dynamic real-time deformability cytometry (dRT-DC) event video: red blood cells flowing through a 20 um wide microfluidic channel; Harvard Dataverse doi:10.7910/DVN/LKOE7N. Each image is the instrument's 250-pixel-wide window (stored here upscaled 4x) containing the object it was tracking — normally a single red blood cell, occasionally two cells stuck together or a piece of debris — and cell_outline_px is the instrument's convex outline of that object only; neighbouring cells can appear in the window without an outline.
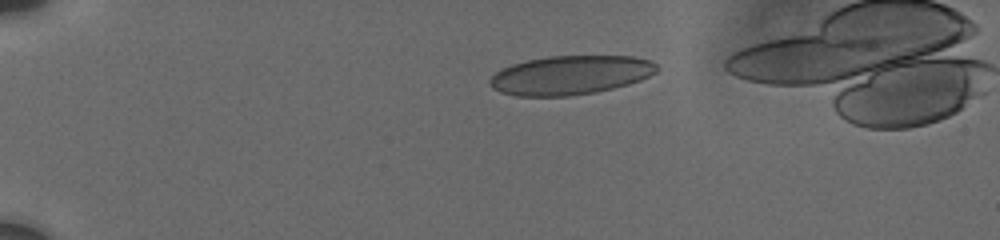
{"species": "human", "species_latin": "Homo sapiens", "temperature_condition": "cold", "stored_images_in_passage": 6, "camera_frame_rate_fps": 3000, "um_per_image_px": 0.085, "donor": {"sex": "male"}, "frame": {"image": 1, "passage_image": 1, "time_ms": 0.0, "image_size_px": [1000, 240], "cell_outline_px": [[660, 68], [656, 72], [640, 80], [628, 84], [596, 92], [568, 96], [516, 96], [500, 92], [492, 88], [488, 84], [488, 80], [496, 72], [512, 64], [528, 60], [548, 56], [632, 56], [652, 60]], "centroid_in_image_um": [48.48, 6.38], "position_along_channel_um": 36.5, "area_um2": 38.03}}
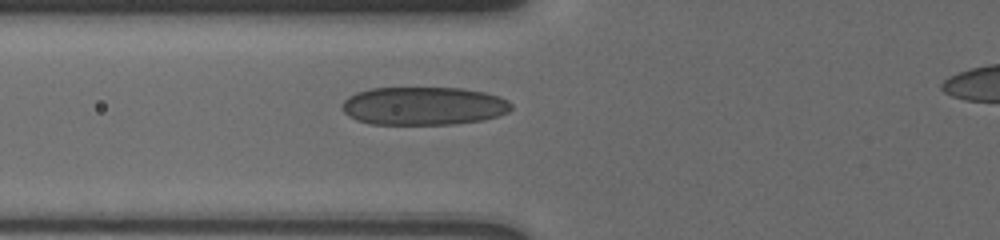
{"frame": {"image": 2, "passage_image": 6, "time_ms": 3.333, "image_size_px": [1000, 240], "cell_outline_px": [[512, 108], [508, 112], [484, 120], [456, 124], [368, 124], [356, 120], [348, 116], [340, 108], [340, 104], [348, 96], [356, 92], [372, 88], [460, 88], [484, 92], [500, 96], [508, 100], [512, 104]], "centroid_in_image_um": [35.98, 9.01], "position_along_channel_um": 89.8, "area_um2": 38.03}}